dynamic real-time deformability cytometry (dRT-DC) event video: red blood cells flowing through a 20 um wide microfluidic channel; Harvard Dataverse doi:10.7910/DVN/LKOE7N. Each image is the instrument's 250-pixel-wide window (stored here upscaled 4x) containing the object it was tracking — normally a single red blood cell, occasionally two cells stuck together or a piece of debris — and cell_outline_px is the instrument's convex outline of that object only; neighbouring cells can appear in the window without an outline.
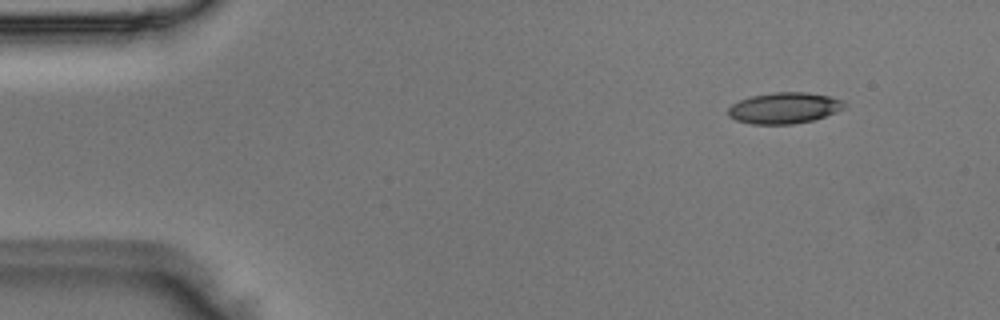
{"species": "Egyptian fruit bat (a non-hibernating species)", "species_latin": "Rousettus aegyptiacus", "temperature_condition": "room temperature", "stored_images_in_passage": 3, "camera_frame_rate_fps": 3000, "um_per_image_px": 0.085, "animal": {"sex": "male"}, "frame": {"image": 1, "passage_image": 1, "time_ms": 0.0, "image_size_px": [1000, 320], "cell_outline_px": [[844, 108], [824, 116], [812, 120], [792, 124], [752, 124], [736, 120], [728, 116], [728, 108], [732, 104], [740, 100], [752, 96], [776, 92], [808, 92], [828, 96], [844, 100]], "centroid_in_image_um": [66.64, 9.18], "position_along_channel_um": 18.4, "area_um2": 20.87}}